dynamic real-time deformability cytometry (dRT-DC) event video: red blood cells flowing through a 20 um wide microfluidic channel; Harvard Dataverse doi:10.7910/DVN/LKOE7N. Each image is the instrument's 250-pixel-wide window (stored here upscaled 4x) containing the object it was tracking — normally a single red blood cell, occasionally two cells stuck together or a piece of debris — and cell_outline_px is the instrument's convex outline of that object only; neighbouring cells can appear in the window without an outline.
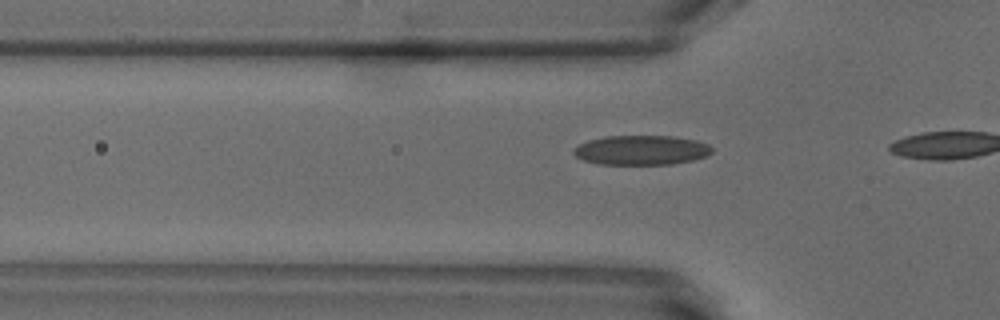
{"species": "common noctule bat (a hibernating species)", "species_latin": "Nyctalus noctula", "temperature_condition": "warm", "stored_images_in_passage": 6, "camera_frame_rate_fps": 3000, "um_per_image_px": 0.085, "animal": {"sex": "male", "body_mass_g": 18.8}, "frame": {"image": 1, "passage_image": 4, "time_ms": 1.0, "image_size_px": [1000, 320], "cell_outline_px": [[712, 152], [708, 156], [692, 160], [672, 164], [596, 164], [584, 160], [576, 156], [572, 152], [572, 148], [588, 140], [604, 136], [672, 136], [696, 140], [708, 144], [712, 148]], "centroid_in_image_um": [54.5, 12.76], "position_along_channel_um": 71.3, "area_um2": 23.93}}